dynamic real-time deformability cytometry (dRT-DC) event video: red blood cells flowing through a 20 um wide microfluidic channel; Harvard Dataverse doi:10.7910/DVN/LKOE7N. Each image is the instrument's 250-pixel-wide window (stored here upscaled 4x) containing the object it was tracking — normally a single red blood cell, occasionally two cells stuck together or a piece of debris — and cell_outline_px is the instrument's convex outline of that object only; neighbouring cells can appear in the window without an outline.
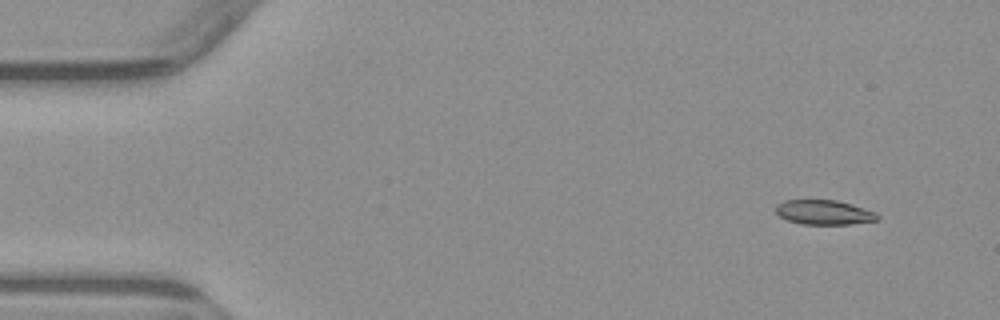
{"species": "common noctule bat (a hibernating species)", "species_latin": "Nyctalus noctula", "temperature_condition": "warm", "stored_images_in_passage": 4, "segment_of_instrument_passage": [1, 2], "camera_frame_rate_fps": 3000, "um_per_image_px": 0.085, "animal": {"sex": "male", "body_mass_g": 23.1, "forearm_length_mm": 52.7}, "frame": {"image": 1, "passage_image": 1, "time_ms": 0.0, "image_size_px": [1000, 320], "cell_outline_px": [[880, 220], [852, 224], [800, 224], [788, 220], [780, 216], [776, 212], [776, 204], [784, 200], [836, 200], [852, 204], [876, 212], [880, 216]], "centroid_in_image_um": [70.07, 18.05], "position_along_channel_um": 14.9, "area_um2": 14.68}}